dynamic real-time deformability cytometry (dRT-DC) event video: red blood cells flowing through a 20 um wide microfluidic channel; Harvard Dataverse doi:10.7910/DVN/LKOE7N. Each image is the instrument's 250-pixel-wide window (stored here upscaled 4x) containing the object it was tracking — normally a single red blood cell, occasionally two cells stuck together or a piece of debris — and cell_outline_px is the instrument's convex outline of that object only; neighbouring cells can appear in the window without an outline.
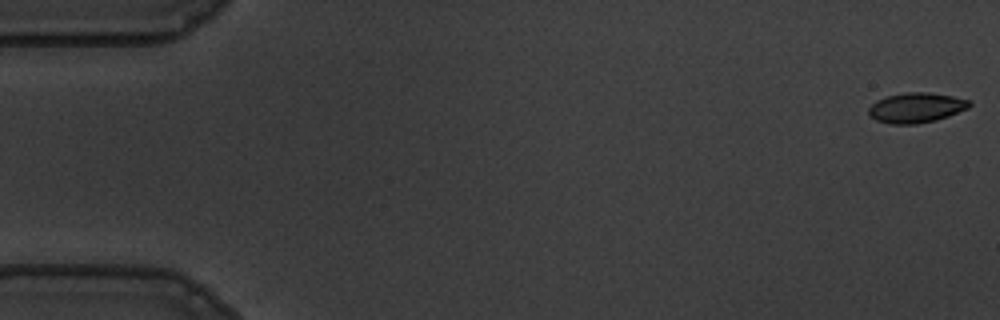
{"species": "common noctule bat (a hibernating species)", "species_latin": "Nyctalus noctula", "temperature_condition": "warm", "stored_images_in_passage": 56, "camera_frame_rate_fps": 3000, "um_per_image_px": 0.085, "animal": {"sex": "male", "body_mass_g": 19.5, "forearm_length_mm": 54.6}, "frame": {"image": 1, "passage_image": 1, "time_ms": 0.0, "image_size_px": [1000, 320], "cell_outline_px": [[972, 104], [968, 108], [948, 116], [936, 120], [916, 124], [892, 124], [876, 120], [868, 116], [868, 108], [876, 100], [888, 96], [904, 92], [928, 92], [952, 96], [972, 100]], "centroid_in_image_um": [77.87, 9.15], "position_along_channel_um": 7.1, "area_um2": 17.74}}
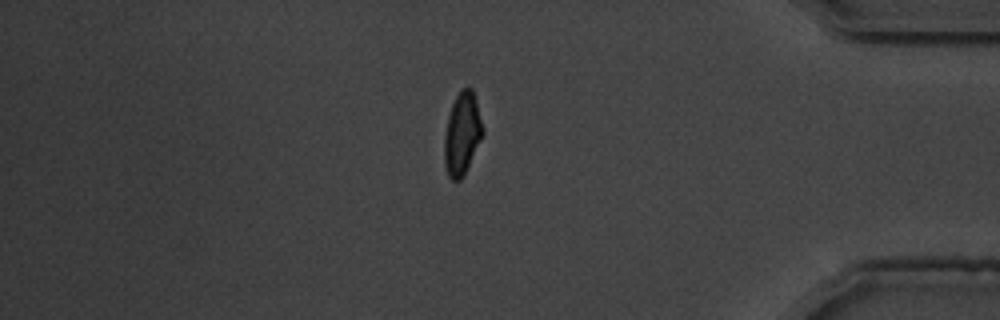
{"frame": {"image": 2, "passage_image": 48, "time_ms": 15.667, "image_size_px": [1000, 320], "cell_outline_px": [[484, 132], [464, 176], [460, 180], [452, 180], [448, 176], [444, 164], [444, 136], [448, 116], [452, 104], [456, 96], [464, 88], [472, 88], [476, 100], [484, 128]], "centroid_in_image_um": [39.28, 11.39], "position_along_channel_um": 395.9, "area_um2": 18.44}}
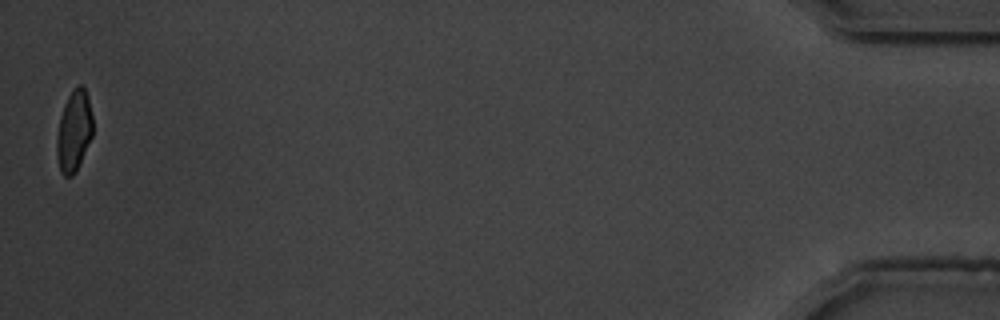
{"frame": {"image": 3, "passage_image": 56, "time_ms": 18.333, "image_size_px": [1000, 320], "cell_outline_px": [[92, 136], [76, 172], [72, 176], [64, 176], [60, 172], [56, 152], [56, 136], [60, 116], [64, 104], [72, 88], [76, 84], [80, 84], [84, 88], [88, 96], [92, 116]], "centroid_in_image_um": [6.27, 11.12], "position_along_channel_um": 428.9, "area_um2": 17.22}, "authors_computed_cell_mechanics": {"area_um2": 18.2648, "velocity_mm_per_s": 3.5892, "shape_relaxation_time_tau1_ms": 2.9952, "shape_relaxation_time_tau2_ms": 1.0436, "deformation_change_tau1": 0.13, "deformation_change_tau2": 0.0467}}